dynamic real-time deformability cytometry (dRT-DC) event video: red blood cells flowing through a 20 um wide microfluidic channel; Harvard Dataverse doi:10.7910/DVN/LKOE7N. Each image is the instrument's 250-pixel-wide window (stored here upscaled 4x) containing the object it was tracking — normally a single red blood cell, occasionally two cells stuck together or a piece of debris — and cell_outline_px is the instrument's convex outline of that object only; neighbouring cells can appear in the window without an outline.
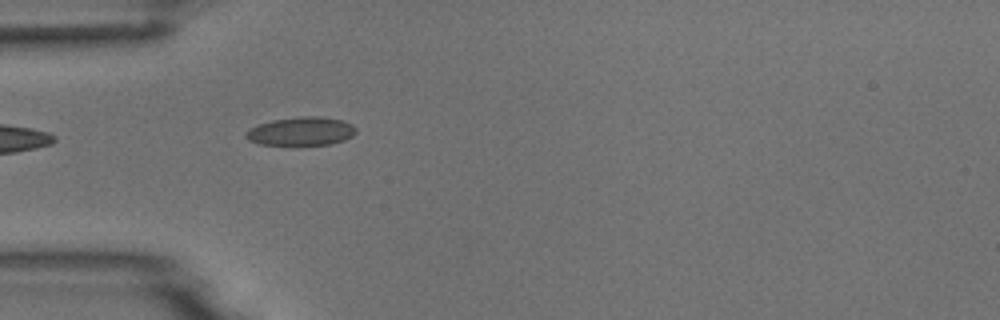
{"species": "common noctule bat (a hibernating species)", "species_latin": "Nyctalus noctula", "temperature_condition": "room temperature", "stored_images_in_passage": 5, "camera_frame_rate_fps": 3000, "um_per_image_px": 0.085, "animal": {"sex": "male", "body_mass_g": 18.8}, "frame": {"image": 1, "passage_image": 5, "time_ms": 4.667, "image_size_px": [1000, 320], "cell_outline_px": [[356, 132], [352, 136], [344, 140], [328, 144], [296, 148], [260, 144], [248, 140], [244, 136], [244, 132], [260, 124], [272, 120], [304, 116], [320, 116], [344, 120], [352, 124], [356, 128]], "centroid_in_image_um": [25.59, 11.2], "position_along_channel_um": 59.4, "area_um2": 19.07}}